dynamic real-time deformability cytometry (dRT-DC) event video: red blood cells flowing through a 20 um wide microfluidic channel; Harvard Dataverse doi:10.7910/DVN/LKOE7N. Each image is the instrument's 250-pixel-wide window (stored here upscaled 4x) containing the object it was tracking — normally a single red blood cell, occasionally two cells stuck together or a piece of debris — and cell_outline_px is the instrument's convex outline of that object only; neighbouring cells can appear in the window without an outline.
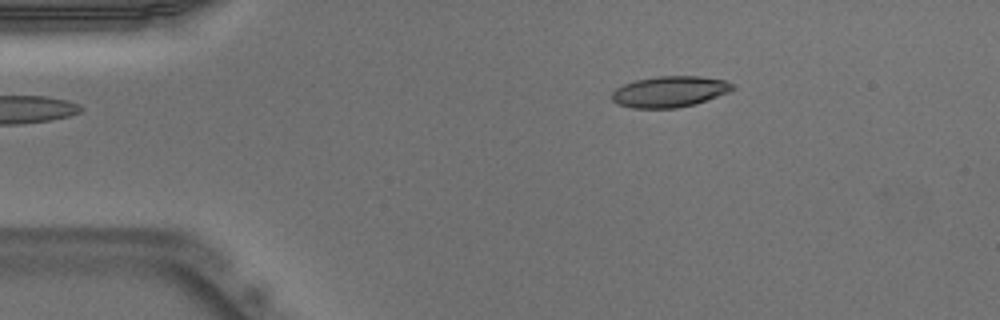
{"species": "Egyptian fruit bat (a non-hibernating species)", "species_latin": "Rousettus aegyptiacus", "temperature_condition": "warm", "stored_images_in_passage": 43, "camera_frame_rate_fps": 3000, "um_per_image_px": 0.085, "animal": {"sex": "male"}, "frame": {"image": 1, "passage_image": 1, "time_ms": 0.0, "image_size_px": [1000, 320], "cell_outline_px": [[736, 88], [728, 92], [696, 104], [676, 108], [632, 108], [616, 104], [612, 100], [612, 92], [616, 88], [624, 84], [636, 80], [656, 76], [700, 76], [724, 80], [732, 84]], "centroid_in_image_um": [56.9, 7.79], "position_along_channel_um": 28.1, "area_um2": 21.85}}
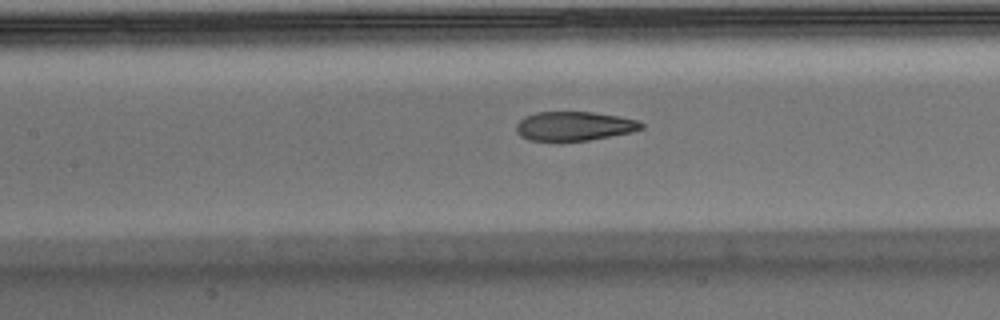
{"frame": {"image": 2, "passage_image": 15, "time_ms": 4.667, "image_size_px": [1000, 320], "cell_outline_px": [[644, 128], [632, 132], [588, 140], [560, 144], [528, 140], [520, 136], [516, 132], [516, 124], [524, 116], [536, 112], [592, 112], [620, 116], [640, 120], [644, 124]], "centroid_in_image_um": [48.77, 10.75], "position_along_channel_um": 158.6, "area_um2": 22.14}}
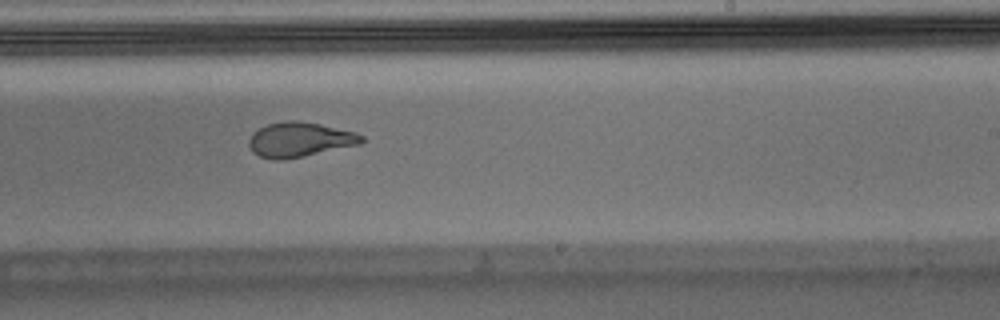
{"frame": {"image": 3, "passage_image": 23, "time_ms": 7.333, "image_size_px": [1000, 320], "cell_outline_px": [[364, 140], [360, 144], [284, 160], [272, 160], [260, 156], [252, 152], [248, 144], [248, 140], [252, 132], [268, 124], [284, 120], [296, 120], [320, 124], [356, 132], [364, 136]], "centroid_in_image_um": [25.44, 11.86], "position_along_channel_um": 263.6, "area_um2": 22.89}, "authors_computed_cell_mechanics": {"area_um2": 23.0622, "velocity_mm_per_s": 3.951, "shape_relaxation_time_tau1_ms": 6.9176, "shape_relaxation_time_tau2_ms": 1.2087, "deformation_change_tau1": 0.2531, "deformation_change_tau2": 0.0826}}